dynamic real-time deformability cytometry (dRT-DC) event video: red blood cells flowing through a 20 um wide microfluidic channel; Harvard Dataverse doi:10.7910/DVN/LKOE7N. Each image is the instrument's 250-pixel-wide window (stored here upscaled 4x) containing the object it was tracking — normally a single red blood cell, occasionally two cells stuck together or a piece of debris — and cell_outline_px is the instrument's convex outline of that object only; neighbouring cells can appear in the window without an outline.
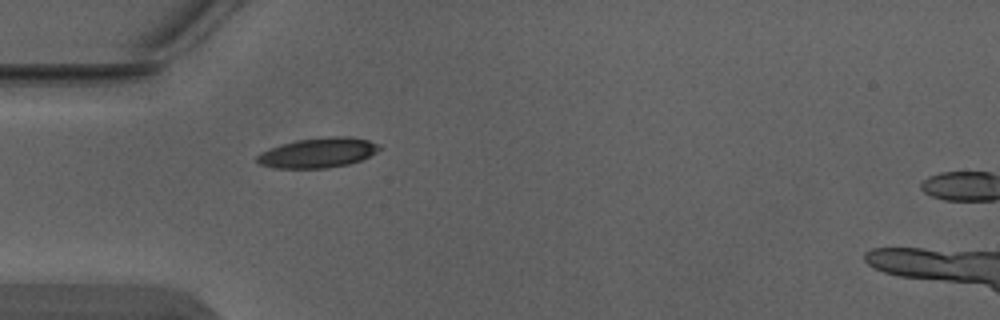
{"species": "Egyptian fruit bat (a non-hibernating species)", "species_latin": "Rousettus aegyptiacus", "temperature_condition": "warm", "stored_images_in_passage": 5, "segment_of_instrument_passage": [1, 2], "camera_frame_rate_fps": 3000, "um_per_image_px": 0.085, "animal": {"sex": "male"}, "frame": {"image": 1, "passage_image": 4, "time_ms": 1.0, "image_size_px": [1000, 320], "cell_outline_px": [[384, 148], [360, 160], [348, 164], [328, 168], [276, 168], [260, 164], [256, 160], [256, 156], [260, 152], [268, 148], [280, 144], [296, 140], [328, 136], [348, 136], [368, 140], [380, 144]], "centroid_in_image_um": [27.03, 12.97], "position_along_channel_um": 58.0, "area_um2": 21.5}}